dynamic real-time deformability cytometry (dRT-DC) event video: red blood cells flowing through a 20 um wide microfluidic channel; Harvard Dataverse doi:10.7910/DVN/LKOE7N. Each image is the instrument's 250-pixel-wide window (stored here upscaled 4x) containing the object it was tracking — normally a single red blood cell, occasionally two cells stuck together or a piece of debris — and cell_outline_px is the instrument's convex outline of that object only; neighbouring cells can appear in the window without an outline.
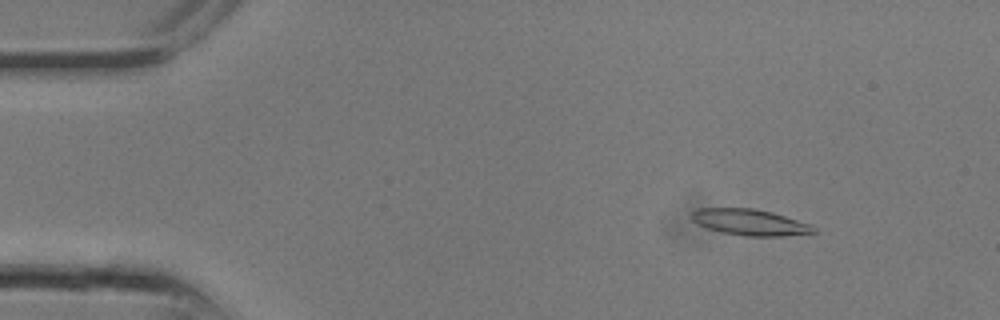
{"species": "common noctule bat (a hibernating species)", "species_latin": "Nyctalus noctula", "temperature_condition": "room temperature", "stored_images_in_passage": 15, "camera_frame_rate_fps": 3000, "um_per_image_px": 0.085, "animal": {"sex": "male", "body_mass_g": 13.3}, "frame": {"image": 1, "passage_image": 4, "time_ms": 1.0, "image_size_px": [1000, 320], "cell_outline_px": [[816, 232], [784, 236], [744, 236], [720, 232], [696, 224], [688, 216], [696, 208], [756, 208], [772, 212], [812, 224], [816, 228]], "centroid_in_image_um": [63.72, 18.89], "position_along_channel_um": 21.3, "area_um2": 18.9}}
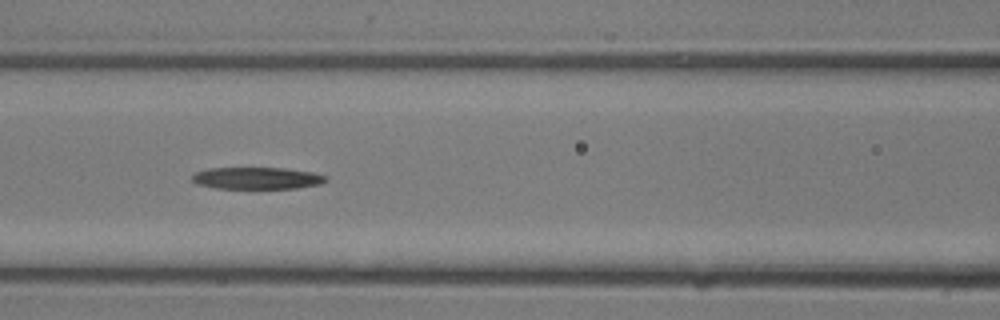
{"frame": {"image": 2, "passage_image": 12, "time_ms": 3.667, "image_size_px": [1000, 320], "cell_outline_px": [[328, 180], [320, 184], [296, 188], [216, 188], [196, 184], [192, 180], [192, 176], [196, 172], [208, 168], [284, 168], [312, 172], [328, 176]], "centroid_in_image_um": [21.85, 15.14], "position_along_channel_um": 144.7, "area_um2": 17.05}}
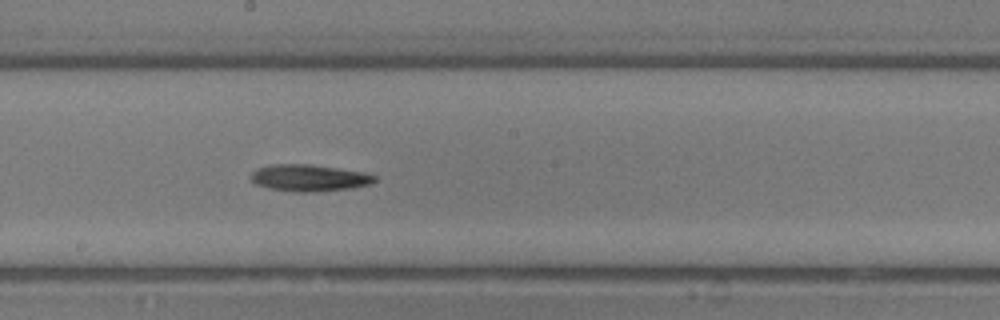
{"frame": {"image": 3, "passage_image": 15, "time_ms": 4.667, "image_size_px": [1000, 320], "cell_outline_px": [[376, 180], [372, 184], [352, 188], [304, 192], [300, 192], [272, 188], [256, 184], [252, 180], [252, 172], [256, 168], [272, 164], [308, 164], [364, 172], [376, 176]], "centroid_in_image_um": [26.3, 15.11], "position_along_channel_um": 221.9, "area_um2": 18.96}}